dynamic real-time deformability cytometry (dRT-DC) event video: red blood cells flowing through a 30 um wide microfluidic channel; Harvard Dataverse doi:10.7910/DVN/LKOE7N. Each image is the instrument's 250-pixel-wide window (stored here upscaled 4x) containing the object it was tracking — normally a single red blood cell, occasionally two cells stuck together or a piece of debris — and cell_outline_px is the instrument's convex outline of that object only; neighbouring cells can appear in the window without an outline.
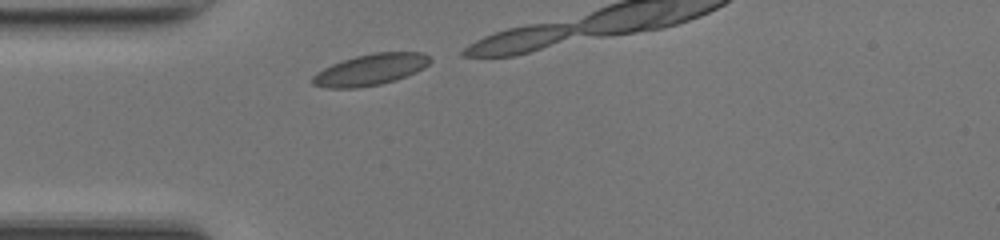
{"species": "common noctule bat (a hibernating species)", "species_latin": "Nyctalus noctula", "temperature_condition": "room temperature", "stored_images_in_passage": 5, "camera_frame_rate_fps": 3000, "um_per_image_px": 0.085, "animal": {"sex": "female", "body_mass_g": 17.0, "forearm_length_mm": 48.0}, "frame": {"image": 1, "passage_image": 1, "time_ms": 0.0, "image_size_px": [1000, 240], "cell_outline_px": [[432, 60], [424, 68], [416, 72], [396, 80], [380, 84], [356, 88], [328, 88], [312, 84], [312, 76], [316, 72], [332, 64], [356, 56], [376, 52], [424, 52]], "centroid_in_image_um": [31.5, 5.92], "position_along_channel_um": 53.5, "area_um2": 21.39}}